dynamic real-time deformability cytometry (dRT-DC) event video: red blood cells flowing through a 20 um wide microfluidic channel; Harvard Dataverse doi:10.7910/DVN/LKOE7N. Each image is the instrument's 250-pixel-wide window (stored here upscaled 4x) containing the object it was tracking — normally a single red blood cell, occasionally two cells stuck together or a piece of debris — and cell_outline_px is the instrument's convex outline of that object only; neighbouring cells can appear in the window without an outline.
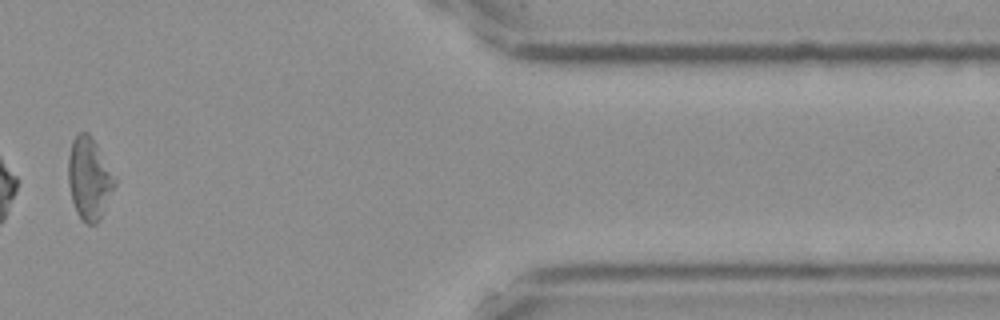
{"species": "Egyptian fruit bat (a non-hibernating species)", "species_latin": "Rousettus aegyptiacus", "temperature_condition": "cold", "stored_images_in_passage": 16, "camera_frame_rate_fps": 3000, "um_per_image_px": 0.085, "frame": {"image": 1, "passage_image": 14, "time_ms": 4.333, "image_size_px": [1000, 320], "cell_outline_px": [[116, 184], [100, 220], [96, 224], [88, 224], [76, 212], [72, 200], [68, 184], [68, 156], [72, 140], [80, 132], [88, 132], [92, 136], [116, 180]], "centroid_in_image_um": [7.57, 15.17], "position_along_channel_um": 403.8, "area_um2": 22.08}}